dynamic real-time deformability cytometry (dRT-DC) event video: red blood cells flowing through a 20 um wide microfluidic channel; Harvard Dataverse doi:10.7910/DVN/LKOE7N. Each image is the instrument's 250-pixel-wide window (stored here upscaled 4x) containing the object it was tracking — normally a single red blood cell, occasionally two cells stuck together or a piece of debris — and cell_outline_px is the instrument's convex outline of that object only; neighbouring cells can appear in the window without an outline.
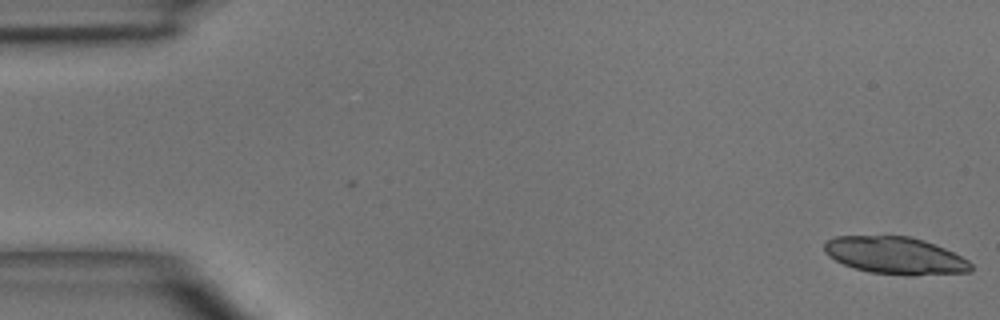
{"species": "common noctule bat (a hibernating species)", "species_latin": "Nyctalus noctula", "temperature_condition": "room temperature", "stored_images_in_passage": 4, "camera_frame_rate_fps": 3000, "um_per_image_px": 0.085, "animal": {"sex": "male", "body_mass_g": 15.6}, "frame": {"image": 1, "passage_image": 1, "time_ms": 0.0, "image_size_px": [1000, 320], "cell_outline_px": [[972, 268], [968, 272], [916, 276], [904, 276], [868, 272], [844, 264], [828, 256], [824, 252], [824, 244], [828, 240], [836, 236], [908, 236], [924, 240], [944, 248], [968, 260], [972, 264]], "centroid_in_image_um": [76.1, 21.73], "position_along_channel_um": 8.9, "area_um2": 31.91}}